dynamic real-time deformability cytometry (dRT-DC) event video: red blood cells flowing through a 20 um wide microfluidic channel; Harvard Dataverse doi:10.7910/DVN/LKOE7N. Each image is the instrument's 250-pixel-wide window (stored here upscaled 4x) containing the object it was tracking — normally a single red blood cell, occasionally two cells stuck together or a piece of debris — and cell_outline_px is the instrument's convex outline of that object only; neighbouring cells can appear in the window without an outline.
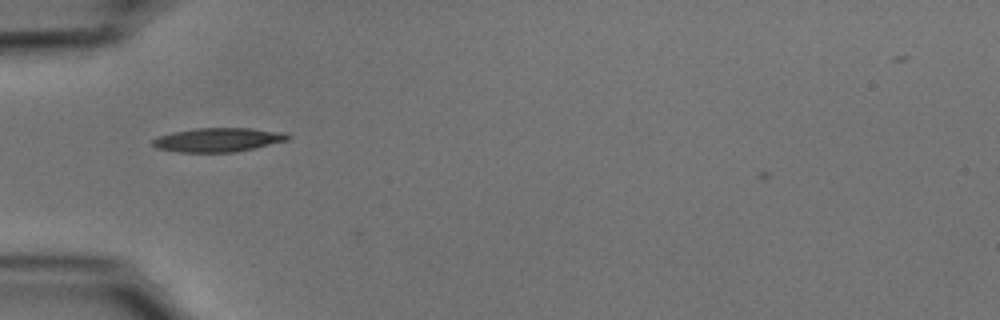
{"species": "common noctule bat (a hibernating species)", "species_latin": "Nyctalus noctula", "temperature_condition": "cold", "stored_images_in_passage": 29, "camera_frame_rate_fps": 3000, "um_per_image_px": 0.085, "animal": {"sex": "male", "body_mass_g": 15.6}, "frame": {"image": 1, "passage_image": 2, "time_ms": 0.333, "image_size_px": [1000, 320], "cell_outline_px": [[292, 136], [288, 140], [252, 148], [232, 152], [176, 152], [156, 148], [152, 144], [152, 140], [160, 136], [172, 132], [196, 128], [252, 128], [284, 132]], "centroid_in_image_um": [18.53, 11.88], "position_along_channel_um": 66.5, "area_um2": 18.79}}
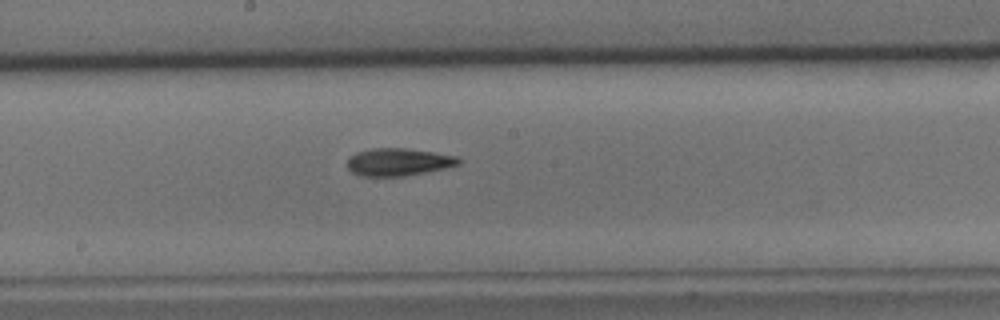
{"frame": {"image": 2, "passage_image": 14, "time_ms": 4.333, "image_size_px": [1000, 320], "cell_outline_px": [[460, 164], [444, 168], [404, 176], [360, 176], [352, 172], [348, 168], [348, 160], [356, 152], [372, 148], [404, 148], [436, 152], [460, 156]], "centroid_in_image_um": [33.89, 13.76], "position_along_channel_um": 214.3, "area_um2": 17.86}}
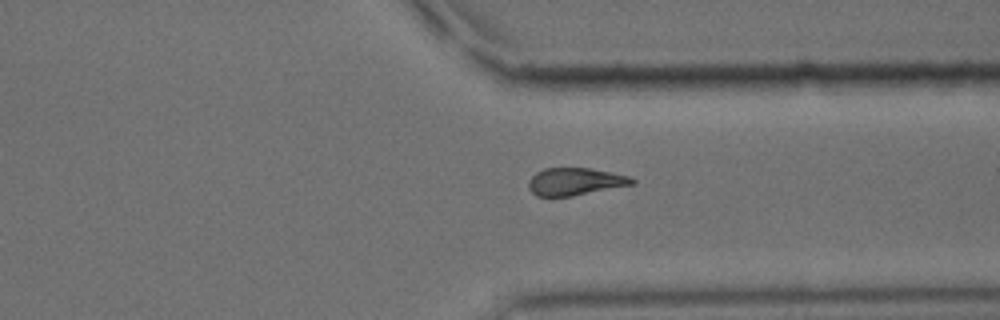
{"frame": {"image": 3, "passage_image": 26, "time_ms": 8.333, "image_size_px": [1000, 320], "cell_outline_px": [[636, 184], [572, 196], [536, 196], [528, 188], [528, 180], [536, 172], [544, 168], [592, 168], [632, 176], [636, 180]], "centroid_in_image_um": [48.93, 15.43], "position_along_channel_um": 362.5, "area_um2": 16.82}}